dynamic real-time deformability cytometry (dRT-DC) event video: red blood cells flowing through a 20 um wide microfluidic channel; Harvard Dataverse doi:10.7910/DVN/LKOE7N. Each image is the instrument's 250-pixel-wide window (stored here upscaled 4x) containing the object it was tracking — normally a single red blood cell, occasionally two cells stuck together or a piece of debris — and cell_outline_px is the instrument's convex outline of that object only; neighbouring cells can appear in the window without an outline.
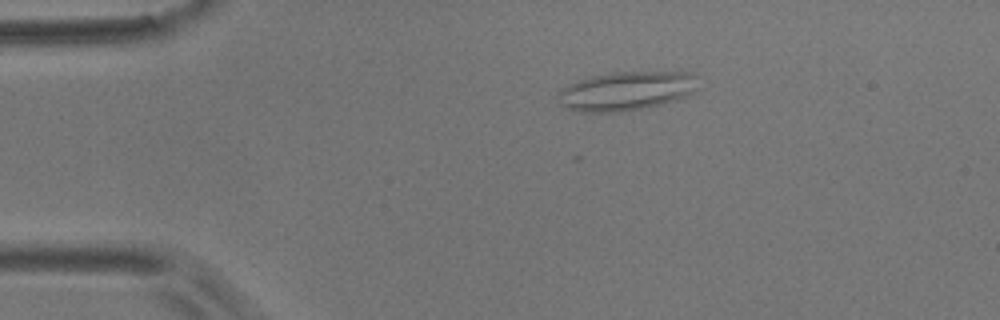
{"species": "common noctule bat (a hibernating species)", "species_latin": "Nyctalus noctula", "temperature_condition": "room temperature", "stored_images_in_passage": 9, "segment_of_instrument_passage": [1, 2], "camera_frame_rate_fps": 3000, "um_per_image_px": 0.085, "animal": {"sex": "male", "body_mass_g": 17.9}, "frame": {"image": 1, "passage_image": 4, "time_ms": 1.0, "image_size_px": [1000, 320], "cell_outline_px": [[704, 88], [696, 92], [676, 100], [660, 104], [620, 112], [576, 112], [564, 108], [556, 96], [568, 84], [592, 76], [612, 72], [696, 72]], "centroid_in_image_um": [53.35, 7.72], "position_along_channel_um": 31.7, "area_um2": 32.43}}